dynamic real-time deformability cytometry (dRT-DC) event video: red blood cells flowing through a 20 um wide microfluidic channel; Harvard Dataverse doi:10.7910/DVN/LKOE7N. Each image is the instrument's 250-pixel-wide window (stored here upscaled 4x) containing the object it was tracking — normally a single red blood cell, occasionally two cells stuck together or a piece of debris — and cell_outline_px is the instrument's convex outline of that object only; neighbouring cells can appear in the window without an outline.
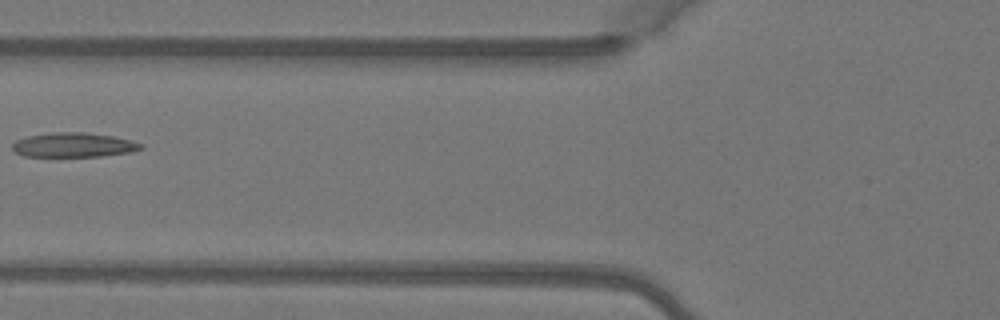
{"species": "Egyptian fruit bat (a non-hibernating species)", "species_latin": "Rousettus aegyptiacus", "temperature_condition": "warm", "stored_images_in_passage": 5, "camera_frame_rate_fps": 3000, "um_per_image_px": 0.085, "animal": {"sex": "female"}, "frame": {"image": 1, "passage_image": 4, "time_ms": 1.0, "image_size_px": [1000, 320], "cell_outline_px": [[144, 148], [132, 152], [100, 156], [24, 156], [16, 152], [12, 148], [12, 144], [16, 140], [28, 136], [52, 132], [84, 132], [112, 136], [144, 144]], "centroid_in_image_um": [6.26, 12.32], "position_along_channel_um": 119.5, "area_um2": 18.21}}
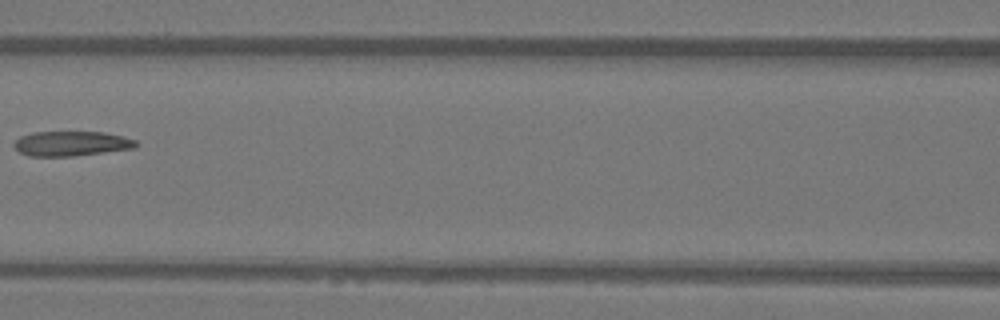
{"frame": {"image": 2, "passage_image": 5, "time_ms": 1.333, "image_size_px": [1000, 320], "cell_outline_px": [[140, 144], [136, 148], [72, 156], [28, 156], [20, 152], [12, 144], [20, 136], [32, 132], [104, 132], [136, 140]], "centroid_in_image_um": [6.07, 12.2], "position_along_channel_um": 160.5, "area_um2": 17.63}}